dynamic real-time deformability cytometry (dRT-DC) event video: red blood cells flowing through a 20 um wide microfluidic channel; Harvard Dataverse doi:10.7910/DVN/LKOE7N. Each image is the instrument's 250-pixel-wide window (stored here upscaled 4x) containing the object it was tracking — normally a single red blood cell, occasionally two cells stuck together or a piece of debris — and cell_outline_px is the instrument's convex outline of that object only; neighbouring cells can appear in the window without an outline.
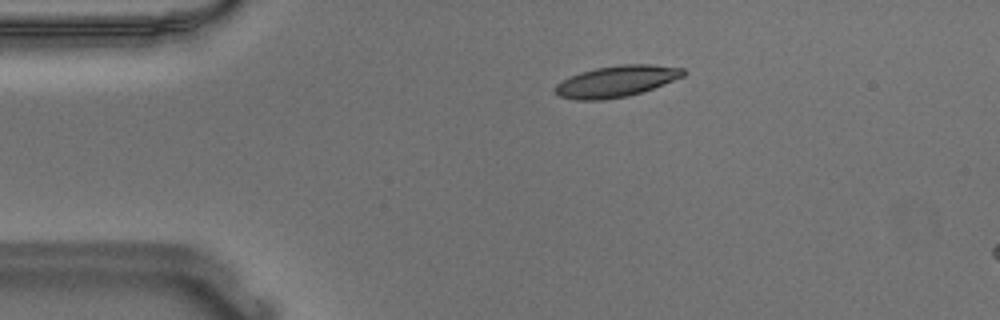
{"species": "Egyptian fruit bat (a non-hibernating species)", "species_latin": "Rousettus aegyptiacus", "temperature_condition": "warm", "stored_images_in_passage": 7, "camera_frame_rate_fps": 3000, "um_per_image_px": 0.085, "animal": {"sex": "male"}, "frame": {"image": 1, "passage_image": 1, "time_ms": 0.0, "image_size_px": [1000, 320], "cell_outline_px": [[688, 72], [684, 76], [652, 88], [628, 96], [604, 100], [576, 100], [560, 96], [552, 88], [556, 84], [580, 72], [596, 68], [620, 64], [652, 64], [684, 68]], "centroid_in_image_um": [52.41, 6.9], "position_along_channel_um": 32.6, "area_um2": 23.29}}